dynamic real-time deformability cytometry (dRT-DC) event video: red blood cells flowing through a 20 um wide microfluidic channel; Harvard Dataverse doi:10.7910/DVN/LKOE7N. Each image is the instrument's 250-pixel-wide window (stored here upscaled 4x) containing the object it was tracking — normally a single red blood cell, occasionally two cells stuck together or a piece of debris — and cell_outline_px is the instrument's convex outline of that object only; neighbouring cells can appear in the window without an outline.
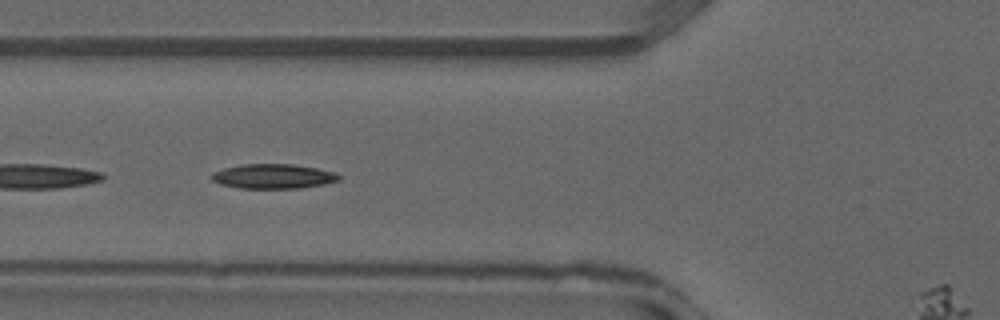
{"species": "common noctule bat (a hibernating species)", "species_latin": "Nyctalus noctula", "temperature_condition": "warm", "stored_images_in_passage": 11, "camera_frame_rate_fps": 3000, "um_per_image_px": 0.085, "animal": {"sex": "male", "forearm_length_mm": 52.5}, "frame": {"image": 1, "passage_image": 8, "time_ms": 2.333, "image_size_px": [1000, 320], "cell_outline_px": [[340, 180], [324, 184], [300, 188], [240, 188], [220, 184], [212, 180], [208, 176], [212, 172], [224, 168], [240, 164], [292, 164], [316, 168], [336, 172], [340, 176]], "centroid_in_image_um": [23.19, 14.98], "position_along_channel_um": 102.6, "area_um2": 18.38}}